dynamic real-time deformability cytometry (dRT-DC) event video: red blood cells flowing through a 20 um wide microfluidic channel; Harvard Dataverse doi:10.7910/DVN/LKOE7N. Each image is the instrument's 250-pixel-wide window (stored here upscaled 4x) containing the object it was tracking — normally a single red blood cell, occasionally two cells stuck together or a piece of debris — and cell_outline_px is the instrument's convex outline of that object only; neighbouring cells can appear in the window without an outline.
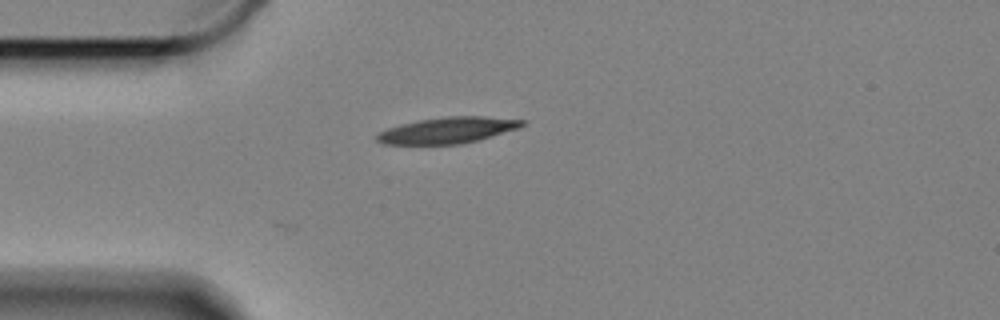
{"species": "Egyptian fruit bat (a non-hibernating species)", "species_latin": "Rousettus aegyptiacus", "temperature_condition": "cold", "stored_images_in_passage": 3, "camera_frame_rate_fps": 3000, "um_per_image_px": 0.085, "animal": {"sex": "female"}, "frame": {"image": 1, "passage_image": 1, "time_ms": 0.0, "image_size_px": [1000, 320], "cell_outline_px": [[524, 124], [516, 128], [476, 140], [460, 144], [384, 144], [376, 140], [376, 136], [380, 132], [388, 128], [400, 124], [420, 120], [444, 116], [484, 116], [524, 120]], "centroid_in_image_um": [37.99, 11.06], "position_along_channel_um": 47.0, "area_um2": 21.68}}